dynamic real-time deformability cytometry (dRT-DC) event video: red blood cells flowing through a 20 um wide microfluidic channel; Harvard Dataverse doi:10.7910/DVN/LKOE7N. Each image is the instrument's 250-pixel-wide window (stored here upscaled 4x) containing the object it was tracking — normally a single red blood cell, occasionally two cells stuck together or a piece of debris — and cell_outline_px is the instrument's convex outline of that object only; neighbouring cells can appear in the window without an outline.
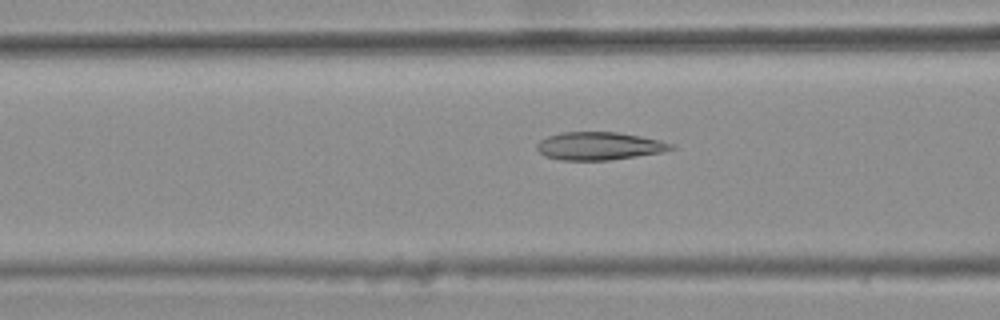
{"species": "common noctule bat (a hibernating species)", "species_latin": "Nyctalus noctula", "temperature_condition": "warm", "stored_images_in_passage": 48, "camera_frame_rate_fps": 3000, "um_per_image_px": 0.085, "animal": {"sex": "female", "body_mass_g": 25.1}, "frame": {"image": 1, "passage_image": 21, "time_ms": 6.667, "image_size_px": [1000, 320], "cell_outline_px": [[676, 148], [664, 152], [608, 160], [560, 160], [544, 156], [536, 148], [536, 144], [540, 140], [548, 136], [560, 132], [616, 132], [640, 136], [660, 140], [672, 144]], "centroid_in_image_um": [50.92, 12.41], "position_along_channel_um": 115.7, "area_um2": 21.85}}
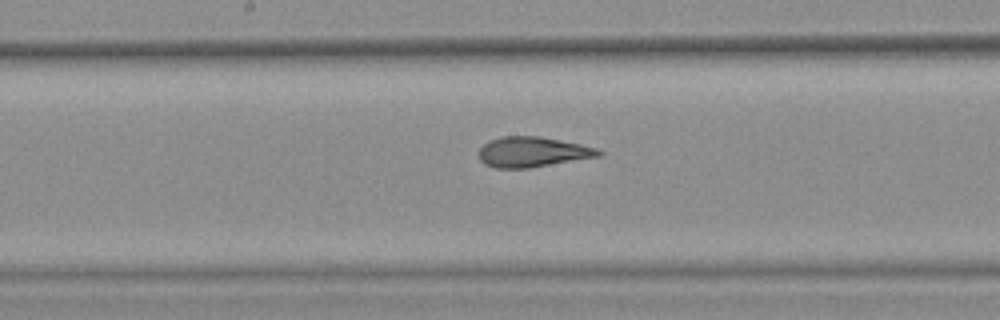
{"frame": {"image": 2, "passage_image": 28, "time_ms": 9.0, "image_size_px": [1000, 320], "cell_outline_px": [[604, 152], [600, 156], [528, 168], [496, 168], [484, 164], [480, 160], [480, 148], [488, 140], [500, 136], [540, 136], [580, 144], [596, 148]], "centroid_in_image_um": [45.24, 12.91], "position_along_channel_um": 203.0, "area_um2": 21.04}}
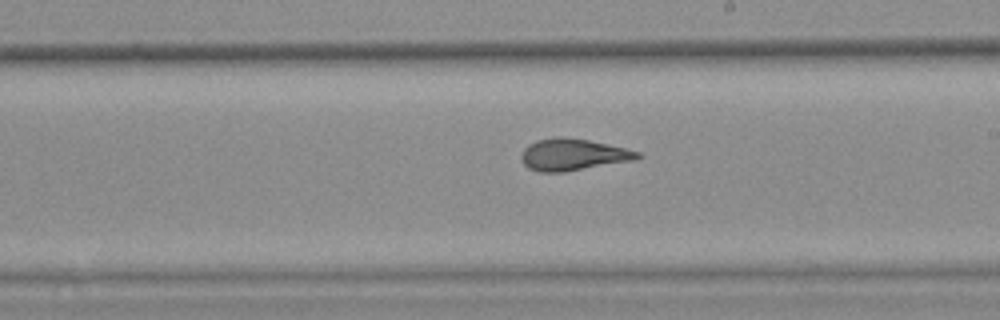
{"frame": {"image": 3, "passage_image": 31, "time_ms": 10.0, "image_size_px": [1000, 320], "cell_outline_px": [[644, 156], [636, 160], [564, 172], [540, 172], [528, 168], [520, 160], [520, 156], [524, 148], [528, 144], [536, 140], [556, 136], [560, 136], [588, 140], [624, 148], [640, 152]], "centroid_in_image_um": [48.69, 13.15], "position_along_channel_um": 240.3, "area_um2": 21.68}, "authors_computed_cell_mechanics": {"area_um2": 21.9929, "velocity_mm_per_s": 3.7438, "shape_relaxation_time_tau1_ms": null, "shape_relaxation_time_tau2_ms": 1.4778, "deformation_change_tau1": null, "deformation_change_tau2": 0.0943}}